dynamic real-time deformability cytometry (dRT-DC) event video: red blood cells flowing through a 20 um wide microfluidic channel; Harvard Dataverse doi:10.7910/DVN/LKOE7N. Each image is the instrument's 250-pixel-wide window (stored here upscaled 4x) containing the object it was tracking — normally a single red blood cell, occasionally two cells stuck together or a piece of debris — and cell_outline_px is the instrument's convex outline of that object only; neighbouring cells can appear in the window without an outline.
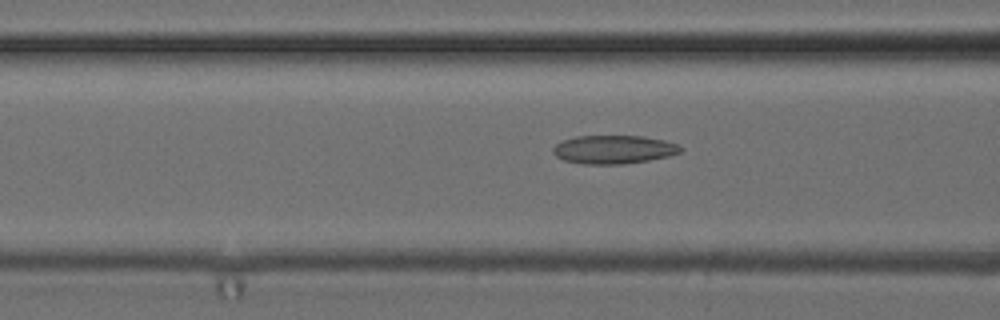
{"species": "common noctule bat (a hibernating species)", "species_latin": "Nyctalus noctula", "temperature_condition": "cold", "stored_images_in_passage": 50, "camera_frame_rate_fps": 3000, "um_per_image_px": 0.085, "animal": {"sex": "female", "body_mass_g": 24.6, "forearm_length_mm": 56.2}, "frame": {"image": 1, "passage_image": 18, "time_ms": 5.667, "image_size_px": [1000, 320], "cell_outline_px": [[684, 148], [680, 152], [668, 156], [648, 160], [624, 164], [584, 164], [564, 160], [556, 156], [552, 152], [552, 148], [556, 144], [564, 140], [576, 136], [644, 136], [664, 140], [680, 144]], "centroid_in_image_um": [52.18, 12.7], "position_along_channel_um": 114.4, "area_um2": 21.21}}
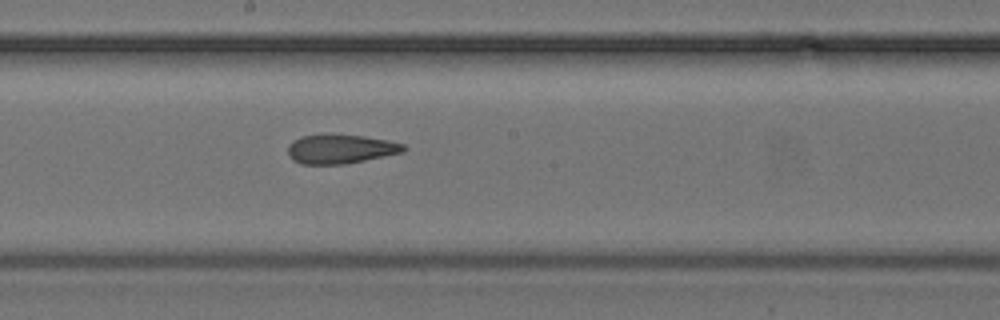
{"frame": {"image": 2, "passage_image": 26, "time_ms": 8.333, "image_size_px": [1000, 320], "cell_outline_px": [[408, 148], [404, 152], [344, 164], [300, 164], [292, 160], [288, 156], [288, 144], [300, 136], [364, 136], [388, 140], [404, 144]], "centroid_in_image_um": [28.95, 12.69], "position_along_channel_um": 219.3, "area_um2": 19.31}}
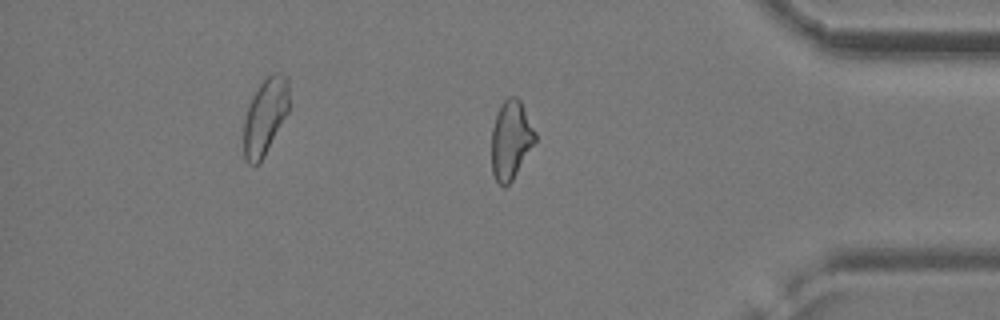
{"frame": {"image": 3, "passage_image": 41, "time_ms": 13.333, "image_size_px": [1000, 320], "cell_outline_px": [[536, 140], [512, 180], [504, 188], [496, 180], [492, 172], [492, 128], [496, 116], [504, 100], [508, 96], [516, 96], [520, 100], [536, 132]], "centroid_in_image_um": [43.42, 11.89], "position_along_channel_um": 391.8, "area_um2": 19.71}, "authors_computed_cell_mechanics": {"area_um2": 20.6057, "velocity_mm_per_s": 3.9272, "shape_relaxation_time_tau1_ms": null, "shape_relaxation_time_tau2_ms": 2.6821, "deformation_change_tau1": null, "deformation_change_tau2": 0.1164}}